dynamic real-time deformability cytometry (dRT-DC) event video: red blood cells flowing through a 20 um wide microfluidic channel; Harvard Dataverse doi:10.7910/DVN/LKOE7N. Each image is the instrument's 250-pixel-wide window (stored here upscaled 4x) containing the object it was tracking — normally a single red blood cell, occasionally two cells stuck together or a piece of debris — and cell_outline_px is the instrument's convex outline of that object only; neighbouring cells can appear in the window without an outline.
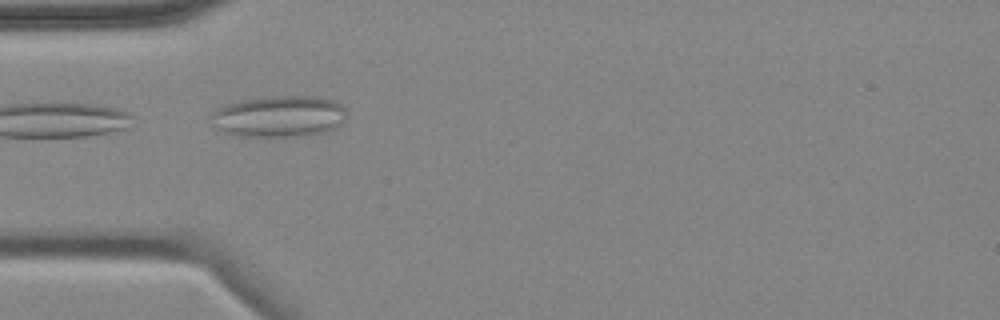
{"species": "common noctule bat (a hibernating species)", "species_latin": "Nyctalus noctula", "temperature_condition": "cold", "stored_images_in_passage": 6, "camera_frame_rate_fps": 3000, "um_per_image_px": 0.085, "animal": {"sex": "female", "body_mass_g": 18.4}, "frame": {"image": 1, "passage_image": 5, "time_ms": 5.0, "image_size_px": [1000, 320], "cell_outline_px": [[348, 116], [340, 124], [324, 132], [304, 136], [236, 136], [224, 132], [216, 128], [212, 124], [212, 112], [228, 104], [240, 100], [272, 96], [316, 96], [332, 100], [340, 104], [348, 112]], "centroid_in_image_um": [23.74, 9.89], "position_along_channel_um": 61.3, "area_um2": 32.71}}